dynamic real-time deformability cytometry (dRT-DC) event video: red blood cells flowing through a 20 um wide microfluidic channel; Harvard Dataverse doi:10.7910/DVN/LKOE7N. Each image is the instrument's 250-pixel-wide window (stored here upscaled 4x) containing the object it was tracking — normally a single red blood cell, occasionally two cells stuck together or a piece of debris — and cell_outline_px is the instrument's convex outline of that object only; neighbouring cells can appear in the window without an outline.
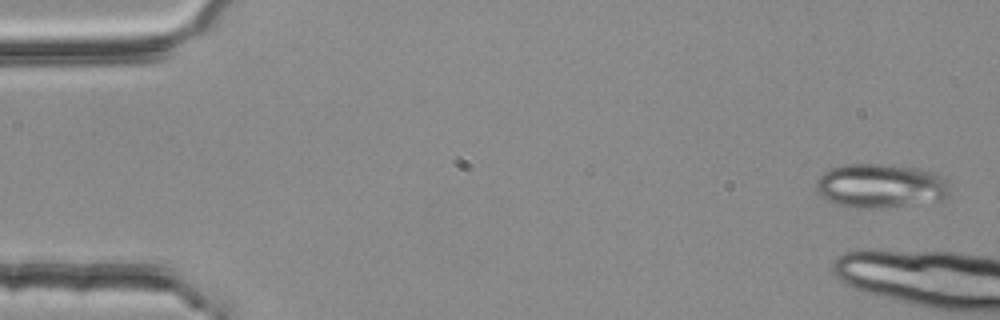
{"species": "common noctule bat (a hibernating species)", "species_latin": "Nyctalus noctula", "temperature_condition": "room temperature", "stored_images_in_passage": 2, "camera_frame_rate_fps": 3000, "um_per_image_px": 0.085, "animal": {"sex": "female", "body_mass_g": 25.1}, "frame": {"image": 1, "passage_image": 2, "time_ms": 0.333, "image_size_px": [1000, 320], "cell_outline_px": [[952, 192], [948, 196], [940, 200], [888, 208], [856, 208], [836, 204], [820, 196], [816, 188], [816, 180], [824, 172], [832, 168], [844, 164], [880, 164], [920, 168], [936, 172], [944, 176], [948, 180]], "centroid_in_image_um": [74.91, 15.8], "position_along_channel_um": 10.1, "area_um2": 34.97}}